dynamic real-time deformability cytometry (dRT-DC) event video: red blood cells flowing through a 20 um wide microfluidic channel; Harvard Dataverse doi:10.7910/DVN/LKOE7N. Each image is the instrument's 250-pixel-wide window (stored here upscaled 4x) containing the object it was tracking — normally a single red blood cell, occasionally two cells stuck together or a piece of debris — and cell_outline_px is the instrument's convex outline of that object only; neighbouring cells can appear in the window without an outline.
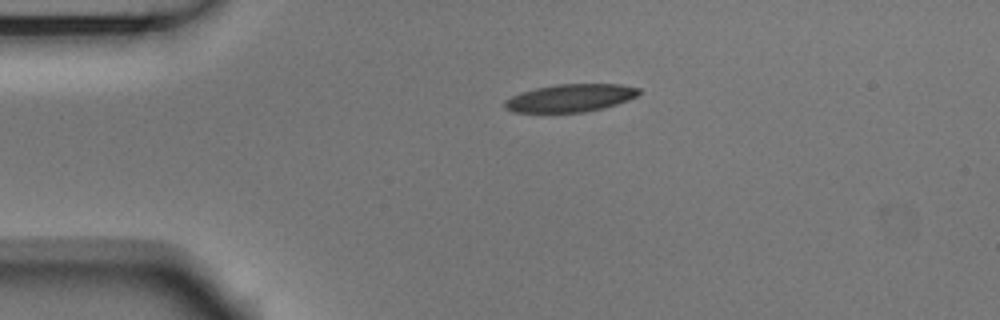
{"species": "Egyptian fruit bat (a non-hibernating species)", "species_latin": "Rousettus aegyptiacus", "temperature_condition": "room temperature", "stored_images_in_passage": 2, "camera_frame_rate_fps": 3000, "um_per_image_px": 0.085, "animal": {"sex": "male"}, "frame": {"image": 1, "passage_image": 1, "time_ms": 0.0, "image_size_px": [1000, 320], "cell_outline_px": [[640, 92], [636, 96], [628, 100], [604, 108], [584, 112], [512, 112], [504, 108], [504, 100], [520, 92], [536, 88], [556, 84], [620, 84], [640, 88]], "centroid_in_image_um": [48.46, 8.33], "position_along_channel_um": 36.5, "area_um2": 21.73}}